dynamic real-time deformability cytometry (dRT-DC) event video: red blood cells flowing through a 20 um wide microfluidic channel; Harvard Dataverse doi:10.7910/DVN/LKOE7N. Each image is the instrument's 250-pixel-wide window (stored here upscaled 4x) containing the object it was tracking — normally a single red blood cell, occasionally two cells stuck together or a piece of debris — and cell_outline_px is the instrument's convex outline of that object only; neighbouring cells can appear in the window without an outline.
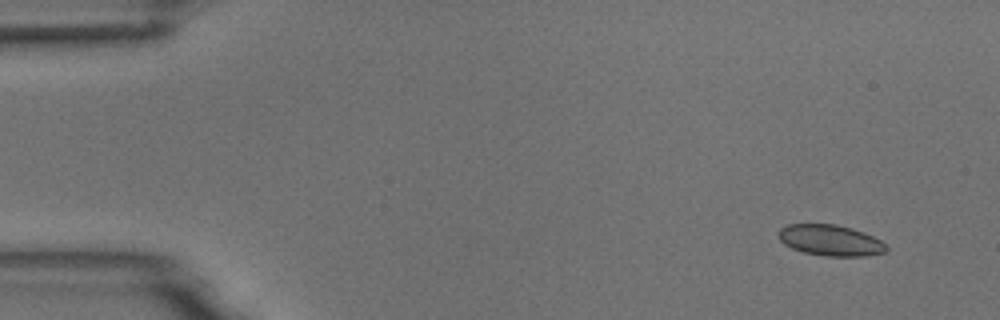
{"species": "common noctule bat (a hibernating species)", "species_latin": "Nyctalus noctula", "temperature_condition": "room temperature", "stored_images_in_passage": 5, "camera_frame_rate_fps": 3000, "um_per_image_px": 0.085, "animal": {"sex": "male", "body_mass_g": 18.8}, "frame": {"image": 1, "passage_image": 1, "time_ms": 0.0, "image_size_px": [1000, 320], "cell_outline_px": [[888, 248], [884, 252], [868, 256], [824, 256], [804, 252], [792, 248], [784, 244], [780, 240], [780, 228], [788, 224], [836, 224], [852, 228], [864, 232], [880, 240]], "centroid_in_image_um": [70.59, 20.42], "position_along_channel_um": 14.4, "area_um2": 19.36}}
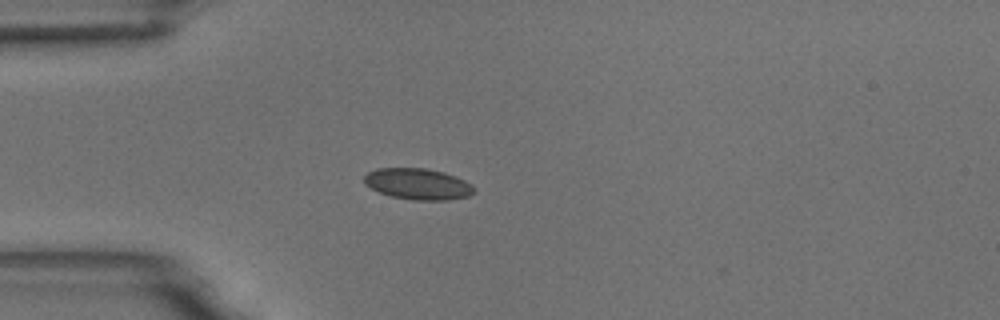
{"frame": {"image": 2, "passage_image": 4, "time_ms": 3.667, "image_size_px": [1000, 320], "cell_outline_px": [[476, 192], [468, 196], [448, 200], [412, 200], [392, 196], [380, 192], [364, 184], [364, 176], [368, 172], [376, 168], [428, 168], [444, 172], [456, 176], [472, 184], [476, 188]], "centroid_in_image_um": [35.56, 15.63], "position_along_channel_um": 49.4, "area_um2": 20.11}}